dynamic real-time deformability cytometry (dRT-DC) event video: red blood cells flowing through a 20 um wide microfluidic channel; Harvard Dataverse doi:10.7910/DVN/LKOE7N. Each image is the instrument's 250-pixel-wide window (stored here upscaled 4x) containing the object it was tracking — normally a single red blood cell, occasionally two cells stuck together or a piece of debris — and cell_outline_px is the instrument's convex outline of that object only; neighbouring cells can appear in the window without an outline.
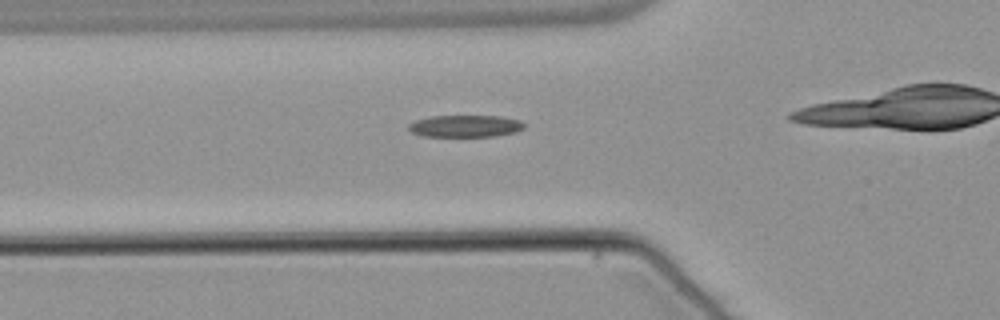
{"species": "common noctule bat (a hibernating species)", "species_latin": "Nyctalus noctula", "temperature_condition": "warm", "stored_images_in_passage": 37, "camera_frame_rate_fps": 3000, "um_per_image_px": 0.085, "animal": {"sex": "male", "body_mass_g": 21.5, "forearm_length_mm": 52.0}, "frame": {"image": 1, "passage_image": 14, "time_ms": 4.333, "image_size_px": [1000, 320], "cell_outline_px": [[524, 128], [516, 132], [496, 136], [424, 136], [412, 132], [408, 128], [408, 124], [416, 120], [432, 116], [500, 116], [520, 120], [524, 124]], "centroid_in_image_um": [39.57, 10.71], "position_along_channel_um": 86.2, "area_um2": 14.74}}
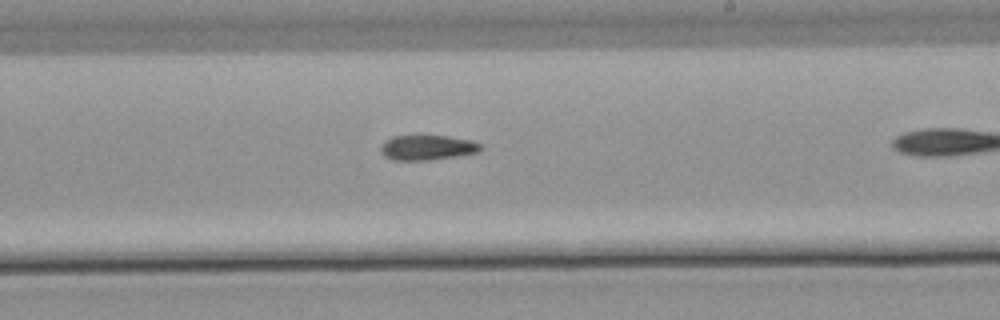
{"frame": {"image": 2, "passage_image": 27, "time_ms": 8.667, "image_size_px": [1000, 320], "cell_outline_px": [[484, 148], [480, 152], [456, 156], [428, 160], [392, 160], [384, 156], [380, 152], [380, 144], [384, 140], [392, 136], [420, 132], [448, 136], [472, 140], [484, 144]], "centroid_in_image_um": [36.31, 12.48], "position_along_channel_um": 252.7, "area_um2": 15.66}}
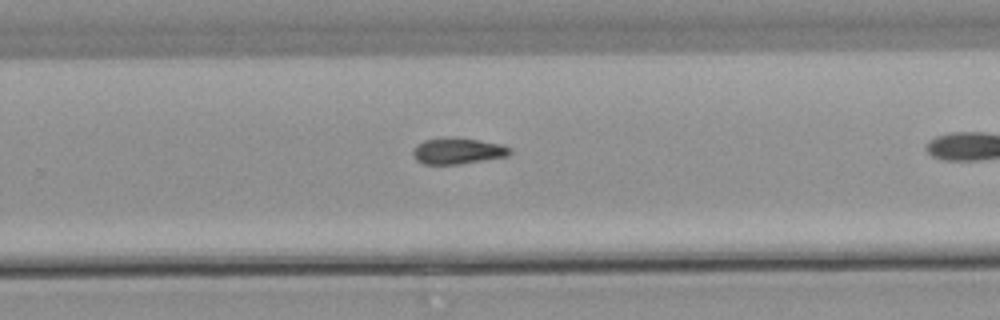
{"frame": {"image": 3, "passage_image": 30, "time_ms": 9.667, "image_size_px": [1000, 320], "cell_outline_px": [[512, 152], [508, 156], [460, 164], [424, 164], [416, 160], [412, 156], [412, 152], [416, 144], [424, 140], [444, 136], [456, 136], [504, 144], [512, 148]], "centroid_in_image_um": [38.91, 12.8], "position_along_channel_um": 290.9, "area_um2": 15.32}}